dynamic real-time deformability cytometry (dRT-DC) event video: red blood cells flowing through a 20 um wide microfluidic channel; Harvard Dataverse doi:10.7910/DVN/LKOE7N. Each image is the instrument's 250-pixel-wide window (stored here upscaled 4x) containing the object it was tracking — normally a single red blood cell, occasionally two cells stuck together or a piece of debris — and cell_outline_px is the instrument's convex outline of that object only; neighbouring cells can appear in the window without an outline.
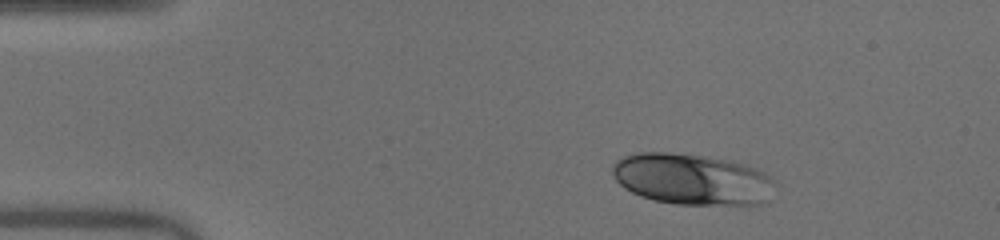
{"species": "human", "species_latin": "Homo sapiens", "temperature_condition": "warm", "stored_images_in_passage": 43, "camera_frame_rate_fps": 3000, "um_per_image_px": 0.085, "donor": {"sex": "male"}, "frame": {"image": 1, "passage_image": 1, "time_ms": 0.0, "image_size_px": [1000, 240], "cell_outline_px": [[776, 184], [764, 200], [760, 204], [676, 204], [652, 200], [640, 196], [624, 188], [616, 180], [612, 172], [612, 164], [616, 160], [624, 156], [640, 152], [668, 152], [708, 156], [732, 160], [756, 168], [764, 172], [776, 180]], "centroid_in_image_um": [58.8, 15.21], "position_along_channel_um": 26.2, "area_um2": 48.61}}
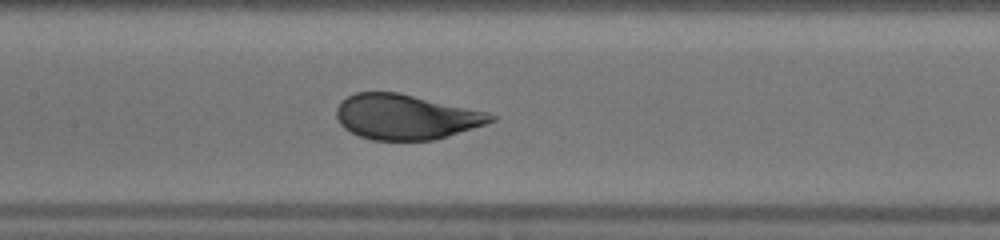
{"frame": {"image": 2, "passage_image": 17, "time_ms": 5.333, "image_size_px": [1000, 240], "cell_outline_px": [[500, 116], [496, 120], [472, 128], [432, 140], [372, 140], [360, 136], [344, 128], [340, 124], [336, 116], [336, 108], [340, 100], [356, 92], [400, 92], [488, 112]], "centroid_in_image_um": [34.48, 9.92], "position_along_channel_um": 172.9, "area_um2": 40.58}}
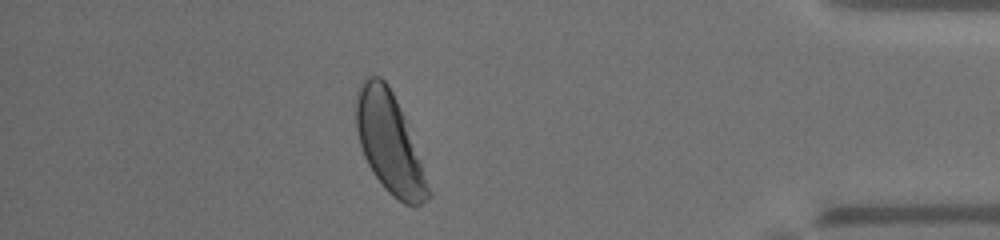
{"frame": {"image": 3, "passage_image": 37, "time_ms": 12.0, "image_size_px": [1000, 240], "cell_outline_px": [[432, 196], [416, 208], [404, 204], [392, 196], [384, 188], [372, 172], [364, 156], [360, 144], [356, 128], [356, 88], [360, 80], [368, 76], [380, 76], [388, 84], [404, 116], [432, 192]], "centroid_in_image_um": [33.09, 12.17], "position_along_channel_um": 402.1, "area_um2": 42.14}, "authors_computed_cell_mechanics": {"area_um2": 41.4426, "velocity_mm_per_s": 4.0523, "shape_relaxation_time_tau1_ms": 2.534, "shape_relaxation_time_tau2_ms": null, "deformation_change_tau1": 0.1554, "deformation_change_tau2": null}}